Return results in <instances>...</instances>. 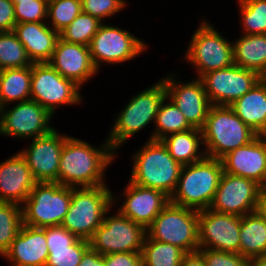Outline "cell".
I'll return each mask as SVG.
<instances>
[{"label": "cell", "instance_id": "ffe728a7", "mask_svg": "<svg viewBox=\"0 0 266 266\" xmlns=\"http://www.w3.org/2000/svg\"><path fill=\"white\" fill-rule=\"evenodd\" d=\"M125 200L118 212L147 229L170 202L163 191L145 188L129 181L124 192Z\"/></svg>", "mask_w": 266, "mask_h": 266}, {"label": "cell", "instance_id": "8fae6325", "mask_svg": "<svg viewBox=\"0 0 266 266\" xmlns=\"http://www.w3.org/2000/svg\"><path fill=\"white\" fill-rule=\"evenodd\" d=\"M146 229L122 216L118 211L111 217L103 218V223L88 240L89 246L101 255L118 252H141Z\"/></svg>", "mask_w": 266, "mask_h": 266}, {"label": "cell", "instance_id": "836d02e7", "mask_svg": "<svg viewBox=\"0 0 266 266\" xmlns=\"http://www.w3.org/2000/svg\"><path fill=\"white\" fill-rule=\"evenodd\" d=\"M102 23L90 14L81 12L59 33V37L69 43L89 46L93 36L97 33Z\"/></svg>", "mask_w": 266, "mask_h": 266}, {"label": "cell", "instance_id": "ab89813d", "mask_svg": "<svg viewBox=\"0 0 266 266\" xmlns=\"http://www.w3.org/2000/svg\"><path fill=\"white\" fill-rule=\"evenodd\" d=\"M82 12L90 14L101 22L122 11L125 0H81Z\"/></svg>", "mask_w": 266, "mask_h": 266}, {"label": "cell", "instance_id": "4fadbf2b", "mask_svg": "<svg viewBox=\"0 0 266 266\" xmlns=\"http://www.w3.org/2000/svg\"><path fill=\"white\" fill-rule=\"evenodd\" d=\"M7 108H0V134L4 136L35 139L55 129L49 125L53 115L36 101L18 102Z\"/></svg>", "mask_w": 266, "mask_h": 266}, {"label": "cell", "instance_id": "8992f818", "mask_svg": "<svg viewBox=\"0 0 266 266\" xmlns=\"http://www.w3.org/2000/svg\"><path fill=\"white\" fill-rule=\"evenodd\" d=\"M167 97L163 79L136 94L118 114L107 138L113 150L119 149L131 136L153 121L163 100Z\"/></svg>", "mask_w": 266, "mask_h": 266}, {"label": "cell", "instance_id": "277c9868", "mask_svg": "<svg viewBox=\"0 0 266 266\" xmlns=\"http://www.w3.org/2000/svg\"><path fill=\"white\" fill-rule=\"evenodd\" d=\"M201 131L206 156L219 160L258 136L230 106L211 105Z\"/></svg>", "mask_w": 266, "mask_h": 266}, {"label": "cell", "instance_id": "60d3db41", "mask_svg": "<svg viewBox=\"0 0 266 266\" xmlns=\"http://www.w3.org/2000/svg\"><path fill=\"white\" fill-rule=\"evenodd\" d=\"M48 249H60L71 246L78 238L62 226L45 227Z\"/></svg>", "mask_w": 266, "mask_h": 266}, {"label": "cell", "instance_id": "e575fe53", "mask_svg": "<svg viewBox=\"0 0 266 266\" xmlns=\"http://www.w3.org/2000/svg\"><path fill=\"white\" fill-rule=\"evenodd\" d=\"M238 3L243 34H266V0H238Z\"/></svg>", "mask_w": 266, "mask_h": 266}, {"label": "cell", "instance_id": "f1b7e54d", "mask_svg": "<svg viewBox=\"0 0 266 266\" xmlns=\"http://www.w3.org/2000/svg\"><path fill=\"white\" fill-rule=\"evenodd\" d=\"M32 66L4 69L0 81V108L31 100Z\"/></svg>", "mask_w": 266, "mask_h": 266}, {"label": "cell", "instance_id": "d590c367", "mask_svg": "<svg viewBox=\"0 0 266 266\" xmlns=\"http://www.w3.org/2000/svg\"><path fill=\"white\" fill-rule=\"evenodd\" d=\"M82 12L81 0H48L47 20L60 33Z\"/></svg>", "mask_w": 266, "mask_h": 266}, {"label": "cell", "instance_id": "7402d4cb", "mask_svg": "<svg viewBox=\"0 0 266 266\" xmlns=\"http://www.w3.org/2000/svg\"><path fill=\"white\" fill-rule=\"evenodd\" d=\"M36 183L20 152L0 163V201L22 205Z\"/></svg>", "mask_w": 266, "mask_h": 266}, {"label": "cell", "instance_id": "603a6c76", "mask_svg": "<svg viewBox=\"0 0 266 266\" xmlns=\"http://www.w3.org/2000/svg\"><path fill=\"white\" fill-rule=\"evenodd\" d=\"M45 227L22 225L10 248L2 257L13 266H45L48 259Z\"/></svg>", "mask_w": 266, "mask_h": 266}, {"label": "cell", "instance_id": "52a82bcc", "mask_svg": "<svg viewBox=\"0 0 266 266\" xmlns=\"http://www.w3.org/2000/svg\"><path fill=\"white\" fill-rule=\"evenodd\" d=\"M72 198V187L58 182H37L22 206L23 225L61 226Z\"/></svg>", "mask_w": 266, "mask_h": 266}, {"label": "cell", "instance_id": "2e32d148", "mask_svg": "<svg viewBox=\"0 0 266 266\" xmlns=\"http://www.w3.org/2000/svg\"><path fill=\"white\" fill-rule=\"evenodd\" d=\"M241 217L203 209L199 211V248L239 253Z\"/></svg>", "mask_w": 266, "mask_h": 266}, {"label": "cell", "instance_id": "7c38bea8", "mask_svg": "<svg viewBox=\"0 0 266 266\" xmlns=\"http://www.w3.org/2000/svg\"><path fill=\"white\" fill-rule=\"evenodd\" d=\"M146 46L129 31L102 23L91 40L89 50L93 65L99 71L101 63L113 65L132 60L142 54Z\"/></svg>", "mask_w": 266, "mask_h": 266}, {"label": "cell", "instance_id": "30bf717a", "mask_svg": "<svg viewBox=\"0 0 266 266\" xmlns=\"http://www.w3.org/2000/svg\"><path fill=\"white\" fill-rule=\"evenodd\" d=\"M80 86L64 78L49 63H33L31 100L44 107L51 115L60 105H74L82 101Z\"/></svg>", "mask_w": 266, "mask_h": 266}, {"label": "cell", "instance_id": "44dd1931", "mask_svg": "<svg viewBox=\"0 0 266 266\" xmlns=\"http://www.w3.org/2000/svg\"><path fill=\"white\" fill-rule=\"evenodd\" d=\"M48 63L80 87L98 72L91 60L89 46L69 43L60 37Z\"/></svg>", "mask_w": 266, "mask_h": 266}, {"label": "cell", "instance_id": "f546056e", "mask_svg": "<svg viewBox=\"0 0 266 266\" xmlns=\"http://www.w3.org/2000/svg\"><path fill=\"white\" fill-rule=\"evenodd\" d=\"M141 254L143 266H180L186 252L176 245L153 240L146 234Z\"/></svg>", "mask_w": 266, "mask_h": 266}, {"label": "cell", "instance_id": "74e56055", "mask_svg": "<svg viewBox=\"0 0 266 266\" xmlns=\"http://www.w3.org/2000/svg\"><path fill=\"white\" fill-rule=\"evenodd\" d=\"M16 24L25 22H46L48 0L13 2Z\"/></svg>", "mask_w": 266, "mask_h": 266}, {"label": "cell", "instance_id": "3957f363", "mask_svg": "<svg viewBox=\"0 0 266 266\" xmlns=\"http://www.w3.org/2000/svg\"><path fill=\"white\" fill-rule=\"evenodd\" d=\"M223 172L222 161L207 156L183 166L170 202L198 211L210 208Z\"/></svg>", "mask_w": 266, "mask_h": 266}, {"label": "cell", "instance_id": "7bdbcfd3", "mask_svg": "<svg viewBox=\"0 0 266 266\" xmlns=\"http://www.w3.org/2000/svg\"><path fill=\"white\" fill-rule=\"evenodd\" d=\"M15 25L13 2L11 0H0V32L13 31Z\"/></svg>", "mask_w": 266, "mask_h": 266}, {"label": "cell", "instance_id": "9c48e42d", "mask_svg": "<svg viewBox=\"0 0 266 266\" xmlns=\"http://www.w3.org/2000/svg\"><path fill=\"white\" fill-rule=\"evenodd\" d=\"M213 26L202 20L194 31L184 56L196 68L197 78L234 64L233 43L223 38Z\"/></svg>", "mask_w": 266, "mask_h": 266}, {"label": "cell", "instance_id": "8d00e7d4", "mask_svg": "<svg viewBox=\"0 0 266 266\" xmlns=\"http://www.w3.org/2000/svg\"><path fill=\"white\" fill-rule=\"evenodd\" d=\"M88 247V240L78 238L67 248L48 249L49 255L45 266H78Z\"/></svg>", "mask_w": 266, "mask_h": 266}, {"label": "cell", "instance_id": "9a60e30c", "mask_svg": "<svg viewBox=\"0 0 266 266\" xmlns=\"http://www.w3.org/2000/svg\"><path fill=\"white\" fill-rule=\"evenodd\" d=\"M261 186L251 179L222 173L211 210L242 217L256 211Z\"/></svg>", "mask_w": 266, "mask_h": 266}, {"label": "cell", "instance_id": "b9f144b4", "mask_svg": "<svg viewBox=\"0 0 266 266\" xmlns=\"http://www.w3.org/2000/svg\"><path fill=\"white\" fill-rule=\"evenodd\" d=\"M106 266H143L141 252L105 254Z\"/></svg>", "mask_w": 266, "mask_h": 266}, {"label": "cell", "instance_id": "6da1fadb", "mask_svg": "<svg viewBox=\"0 0 266 266\" xmlns=\"http://www.w3.org/2000/svg\"><path fill=\"white\" fill-rule=\"evenodd\" d=\"M115 153L107 139L97 148L69 136L60 155L58 183L70 187L106 185L104 172L114 161Z\"/></svg>", "mask_w": 266, "mask_h": 266}, {"label": "cell", "instance_id": "ba28073f", "mask_svg": "<svg viewBox=\"0 0 266 266\" xmlns=\"http://www.w3.org/2000/svg\"><path fill=\"white\" fill-rule=\"evenodd\" d=\"M153 240L178 246L186 253L199 249V211L169 202L146 229Z\"/></svg>", "mask_w": 266, "mask_h": 266}, {"label": "cell", "instance_id": "ee69618b", "mask_svg": "<svg viewBox=\"0 0 266 266\" xmlns=\"http://www.w3.org/2000/svg\"><path fill=\"white\" fill-rule=\"evenodd\" d=\"M78 266H106L104 255H101L89 246L84 251Z\"/></svg>", "mask_w": 266, "mask_h": 266}, {"label": "cell", "instance_id": "4dcf8cb0", "mask_svg": "<svg viewBox=\"0 0 266 266\" xmlns=\"http://www.w3.org/2000/svg\"><path fill=\"white\" fill-rule=\"evenodd\" d=\"M166 100L169 102L165 103ZM154 124L156 128L150 140H161L167 135L192 129L183 113L168 97L161 103Z\"/></svg>", "mask_w": 266, "mask_h": 266}, {"label": "cell", "instance_id": "5b68a950", "mask_svg": "<svg viewBox=\"0 0 266 266\" xmlns=\"http://www.w3.org/2000/svg\"><path fill=\"white\" fill-rule=\"evenodd\" d=\"M107 187H72L71 202L61 226L77 238L89 240L116 201Z\"/></svg>", "mask_w": 266, "mask_h": 266}, {"label": "cell", "instance_id": "681fc988", "mask_svg": "<svg viewBox=\"0 0 266 266\" xmlns=\"http://www.w3.org/2000/svg\"><path fill=\"white\" fill-rule=\"evenodd\" d=\"M12 2H27V1H32V0H11Z\"/></svg>", "mask_w": 266, "mask_h": 266}, {"label": "cell", "instance_id": "7dc6e473", "mask_svg": "<svg viewBox=\"0 0 266 266\" xmlns=\"http://www.w3.org/2000/svg\"><path fill=\"white\" fill-rule=\"evenodd\" d=\"M253 266H266V256L253 261Z\"/></svg>", "mask_w": 266, "mask_h": 266}, {"label": "cell", "instance_id": "4316f807", "mask_svg": "<svg viewBox=\"0 0 266 266\" xmlns=\"http://www.w3.org/2000/svg\"><path fill=\"white\" fill-rule=\"evenodd\" d=\"M161 142L174 160L182 166L193 164L206 157L204 149L199 152L201 145H204L200 129L192 128L173 133L165 136Z\"/></svg>", "mask_w": 266, "mask_h": 266}, {"label": "cell", "instance_id": "1f68e13d", "mask_svg": "<svg viewBox=\"0 0 266 266\" xmlns=\"http://www.w3.org/2000/svg\"><path fill=\"white\" fill-rule=\"evenodd\" d=\"M23 225L22 206L0 201V255L10 248Z\"/></svg>", "mask_w": 266, "mask_h": 266}, {"label": "cell", "instance_id": "f907efd6", "mask_svg": "<svg viewBox=\"0 0 266 266\" xmlns=\"http://www.w3.org/2000/svg\"><path fill=\"white\" fill-rule=\"evenodd\" d=\"M2 72H3V69L0 67V81H1Z\"/></svg>", "mask_w": 266, "mask_h": 266}, {"label": "cell", "instance_id": "d6a6232c", "mask_svg": "<svg viewBox=\"0 0 266 266\" xmlns=\"http://www.w3.org/2000/svg\"><path fill=\"white\" fill-rule=\"evenodd\" d=\"M23 44L13 31L0 32V67L4 69L32 66Z\"/></svg>", "mask_w": 266, "mask_h": 266}, {"label": "cell", "instance_id": "bcb514c9", "mask_svg": "<svg viewBox=\"0 0 266 266\" xmlns=\"http://www.w3.org/2000/svg\"><path fill=\"white\" fill-rule=\"evenodd\" d=\"M256 212H258L266 222V186L261 188Z\"/></svg>", "mask_w": 266, "mask_h": 266}, {"label": "cell", "instance_id": "83f0119b", "mask_svg": "<svg viewBox=\"0 0 266 266\" xmlns=\"http://www.w3.org/2000/svg\"><path fill=\"white\" fill-rule=\"evenodd\" d=\"M232 42L234 64L258 75L266 71V34H243Z\"/></svg>", "mask_w": 266, "mask_h": 266}, {"label": "cell", "instance_id": "d6986e66", "mask_svg": "<svg viewBox=\"0 0 266 266\" xmlns=\"http://www.w3.org/2000/svg\"><path fill=\"white\" fill-rule=\"evenodd\" d=\"M223 171L266 186V135L229 152L222 159Z\"/></svg>", "mask_w": 266, "mask_h": 266}, {"label": "cell", "instance_id": "5bb4252c", "mask_svg": "<svg viewBox=\"0 0 266 266\" xmlns=\"http://www.w3.org/2000/svg\"><path fill=\"white\" fill-rule=\"evenodd\" d=\"M200 79L211 105L230 106L260 81V75L233 64L210 71Z\"/></svg>", "mask_w": 266, "mask_h": 266}, {"label": "cell", "instance_id": "7a4b0ae2", "mask_svg": "<svg viewBox=\"0 0 266 266\" xmlns=\"http://www.w3.org/2000/svg\"><path fill=\"white\" fill-rule=\"evenodd\" d=\"M133 161L129 181L163 191L169 197L173 194L183 166L174 160L161 140L148 139L134 154Z\"/></svg>", "mask_w": 266, "mask_h": 266}, {"label": "cell", "instance_id": "d4e9b609", "mask_svg": "<svg viewBox=\"0 0 266 266\" xmlns=\"http://www.w3.org/2000/svg\"><path fill=\"white\" fill-rule=\"evenodd\" d=\"M235 114L258 135H266V86L258 81L230 105Z\"/></svg>", "mask_w": 266, "mask_h": 266}, {"label": "cell", "instance_id": "484cf974", "mask_svg": "<svg viewBox=\"0 0 266 266\" xmlns=\"http://www.w3.org/2000/svg\"><path fill=\"white\" fill-rule=\"evenodd\" d=\"M239 254L252 261L266 256V222L256 211L241 217Z\"/></svg>", "mask_w": 266, "mask_h": 266}, {"label": "cell", "instance_id": "e0dca14e", "mask_svg": "<svg viewBox=\"0 0 266 266\" xmlns=\"http://www.w3.org/2000/svg\"><path fill=\"white\" fill-rule=\"evenodd\" d=\"M68 137L53 129L45 136L32 139L28 149L20 151L37 182H58L60 155Z\"/></svg>", "mask_w": 266, "mask_h": 266}, {"label": "cell", "instance_id": "f6af8a7d", "mask_svg": "<svg viewBox=\"0 0 266 266\" xmlns=\"http://www.w3.org/2000/svg\"><path fill=\"white\" fill-rule=\"evenodd\" d=\"M180 266H206L203 255L199 252L186 253Z\"/></svg>", "mask_w": 266, "mask_h": 266}, {"label": "cell", "instance_id": "ac0fdd59", "mask_svg": "<svg viewBox=\"0 0 266 266\" xmlns=\"http://www.w3.org/2000/svg\"><path fill=\"white\" fill-rule=\"evenodd\" d=\"M162 79L167 97L175 103L192 128L201 130L211 106L202 80L196 78L183 84L178 82L174 74Z\"/></svg>", "mask_w": 266, "mask_h": 266}, {"label": "cell", "instance_id": "c3c4849f", "mask_svg": "<svg viewBox=\"0 0 266 266\" xmlns=\"http://www.w3.org/2000/svg\"><path fill=\"white\" fill-rule=\"evenodd\" d=\"M260 81L266 86V71L260 75Z\"/></svg>", "mask_w": 266, "mask_h": 266}, {"label": "cell", "instance_id": "f35d334b", "mask_svg": "<svg viewBox=\"0 0 266 266\" xmlns=\"http://www.w3.org/2000/svg\"><path fill=\"white\" fill-rule=\"evenodd\" d=\"M206 266H253V261L239 253L199 248Z\"/></svg>", "mask_w": 266, "mask_h": 266}, {"label": "cell", "instance_id": "cb8c5ba5", "mask_svg": "<svg viewBox=\"0 0 266 266\" xmlns=\"http://www.w3.org/2000/svg\"><path fill=\"white\" fill-rule=\"evenodd\" d=\"M49 25L46 22H25L14 26L13 32L32 63H48L52 58L59 33Z\"/></svg>", "mask_w": 266, "mask_h": 266}]
</instances>
